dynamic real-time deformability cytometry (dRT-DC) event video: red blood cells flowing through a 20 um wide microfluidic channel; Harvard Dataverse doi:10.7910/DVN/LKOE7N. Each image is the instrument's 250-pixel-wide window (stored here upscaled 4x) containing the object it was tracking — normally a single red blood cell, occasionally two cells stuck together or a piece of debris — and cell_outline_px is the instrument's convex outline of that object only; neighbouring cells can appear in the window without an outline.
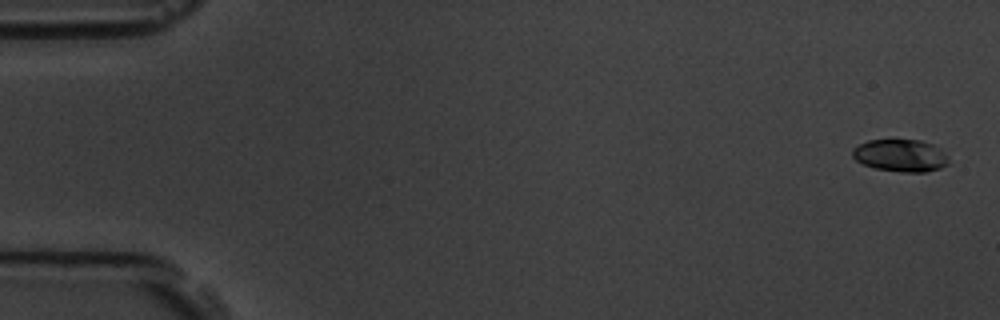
{"species": "common noctule bat (a hibernating species)", "species_latin": "Nyctalus noctula", "temperature_condition": "room temperature", "stored_images_in_passage": 4, "camera_frame_rate_fps": 3000, "um_per_image_px": 0.085, "animal": {"sex": "male", "body_mass_g": 19.5, "forearm_length_mm": 54.6}, "frame": {"image": 1, "passage_image": 1, "time_ms": 0.0, "image_size_px": [1000, 320], "cell_outline_px": [[948, 164], [940, 168], [924, 172], [904, 172], [876, 168], [864, 164], [856, 160], [852, 156], [852, 148], [868, 140], [892, 136], [920, 140], [932, 144], [944, 152], [948, 156]], "centroid_in_image_um": [76.52, 13.16], "position_along_channel_um": 8.5, "area_um2": 18.73}}
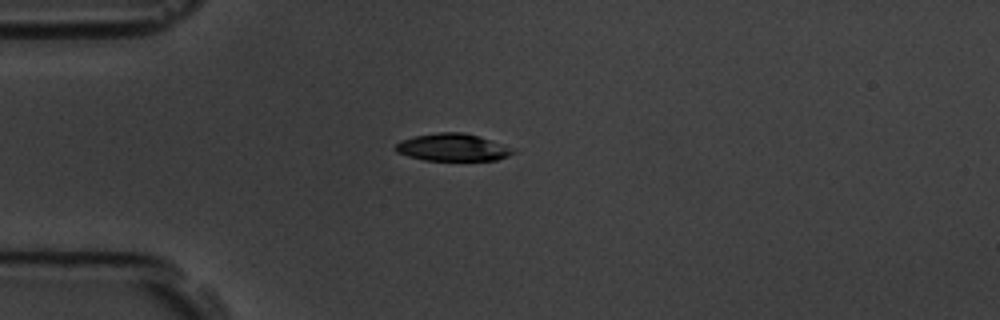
{"frame": {"image": 2, "passage_image": 4, "time_ms": 4.333, "image_size_px": [1000, 320], "cell_outline_px": [[516, 152], [508, 156], [496, 160], [424, 160], [408, 156], [396, 152], [396, 144], [400, 140], [412, 136], [440, 132], [464, 132], [480, 136], [516, 148]], "centroid_in_image_um": [38.51, 12.52], "position_along_channel_um": 46.5, "area_um2": 18.96}}